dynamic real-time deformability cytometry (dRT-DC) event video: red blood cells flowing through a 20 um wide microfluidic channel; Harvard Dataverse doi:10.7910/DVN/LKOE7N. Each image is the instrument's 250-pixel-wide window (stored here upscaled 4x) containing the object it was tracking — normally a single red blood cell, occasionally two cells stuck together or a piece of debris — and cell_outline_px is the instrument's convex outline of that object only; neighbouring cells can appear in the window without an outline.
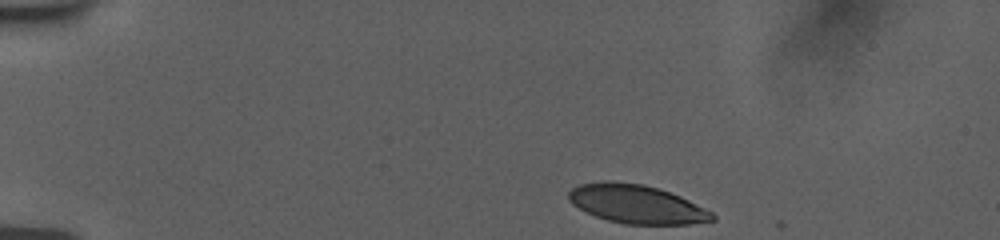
{"species": "human", "species_latin": "Homo sapiens", "temperature_condition": "room temperature", "stored_images_in_passage": 32, "camera_frame_rate_fps": 3000, "um_per_image_px": 0.085, "donor": {"sex": "female"}, "frame": {"image": 1, "passage_image": 1, "time_ms": 0.0, "image_size_px": [1000, 240], "cell_outline_px": [[716, 220], [688, 224], [624, 224], [608, 220], [596, 216], [572, 204], [568, 200], [568, 192], [572, 188], [580, 184], [600, 180], [612, 180], [644, 184], [680, 196], [712, 212], [716, 216]], "centroid_in_image_um": [54.08, 17.33], "position_along_channel_um": 30.9, "area_um2": 32.31}}
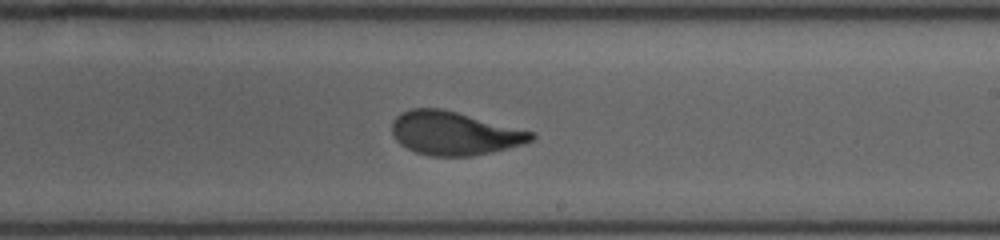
{"frame": {"image": 2, "passage_image": 18, "time_ms": 8.0, "image_size_px": [1000, 240], "cell_outline_px": [[536, 136], [532, 140], [524, 144], [492, 152], [472, 156], [432, 156], [416, 152], [400, 144], [396, 140], [392, 132], [392, 120], [400, 112], [412, 108], [440, 108], [536, 132]], "centroid_in_image_um": [38.62, 11.32], "position_along_channel_um": 250.4, "area_um2": 35.37}}
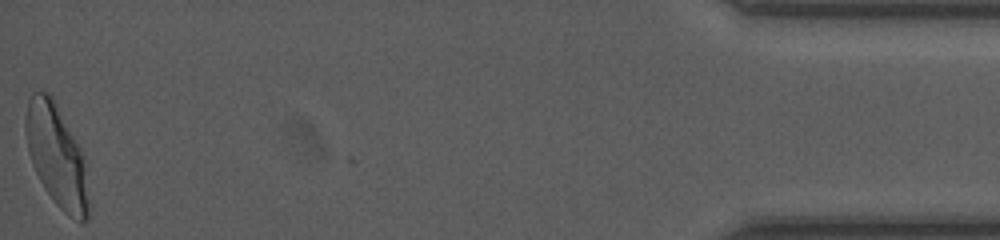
{"frame": {"image": 3, "passage_image": 32, "time_ms": 15.0, "image_size_px": [1000, 240], "cell_outline_px": [[88, 220], [84, 224], [80, 224], [68, 216], [56, 204], [44, 188], [32, 164], [28, 152], [24, 128], [24, 120], [28, 100], [32, 92], [48, 92], [52, 96], [80, 148], [88, 200]], "centroid_in_image_um": [4.76, 13.25], "position_along_channel_um": 430.4, "area_um2": 36.99}, "authors_computed_cell_mechanics": {"area_um2": 35.3447, "velocity_mm_per_s": 3.7608, "shape_relaxation_time_tau1_ms": 3.2765, "shape_relaxation_time_tau2_ms": 0.6271, "deformation_change_tau1": 0.1595, "deformation_change_tau2": 0.0552}}